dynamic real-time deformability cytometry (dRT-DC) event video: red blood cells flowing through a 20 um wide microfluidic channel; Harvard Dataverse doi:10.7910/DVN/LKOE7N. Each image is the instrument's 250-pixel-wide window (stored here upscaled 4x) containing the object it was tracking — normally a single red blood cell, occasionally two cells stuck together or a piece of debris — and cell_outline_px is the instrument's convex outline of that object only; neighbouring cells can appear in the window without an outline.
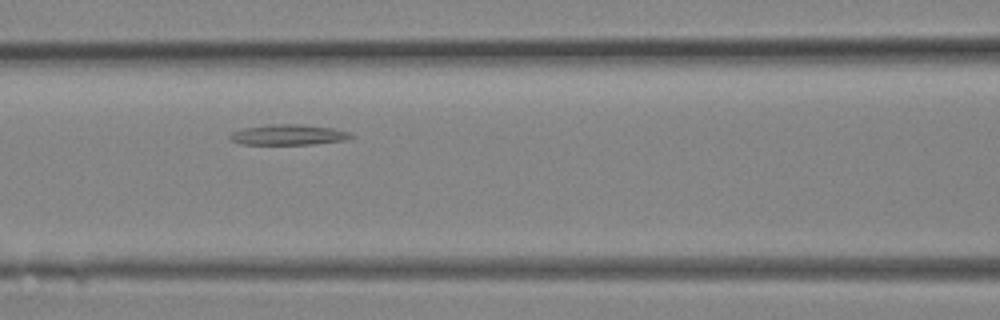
{"species": "Egyptian fruit bat (a non-hibernating species)", "species_latin": "Rousettus aegyptiacus", "temperature_condition": "room temperature", "stored_images_in_passage": 10, "camera_frame_rate_fps": 3000, "um_per_image_px": 0.085, "animal": {"sex": "female"}, "frame": {"image": 1, "passage_image": 5, "time_ms": 1.333, "image_size_px": [1000, 320], "cell_outline_px": [[356, 136], [348, 140], [312, 144], [240, 144], [232, 140], [228, 136], [232, 132], [244, 128], [272, 124], [300, 124], [332, 128], [348, 132]], "centroid_in_image_um": [24.54, 11.46], "position_along_channel_um": 142.1, "area_um2": 14.39}}
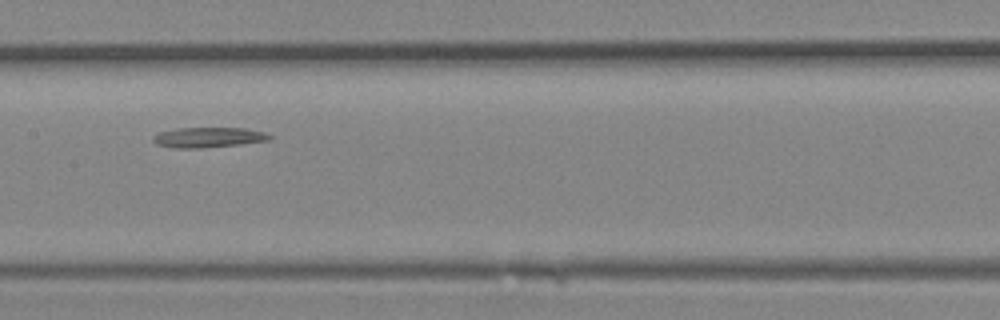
{"frame": {"image": 2, "passage_image": 7, "time_ms": 2.0, "image_size_px": [1000, 320], "cell_outline_px": [[272, 140], [240, 144], [204, 148], [176, 148], [156, 144], [152, 140], [152, 136], [160, 132], [176, 128], [244, 128], [264, 132], [272, 136]], "centroid_in_image_um": [17.71, 11.68], "position_along_channel_um": 189.7, "area_um2": 13.76}}
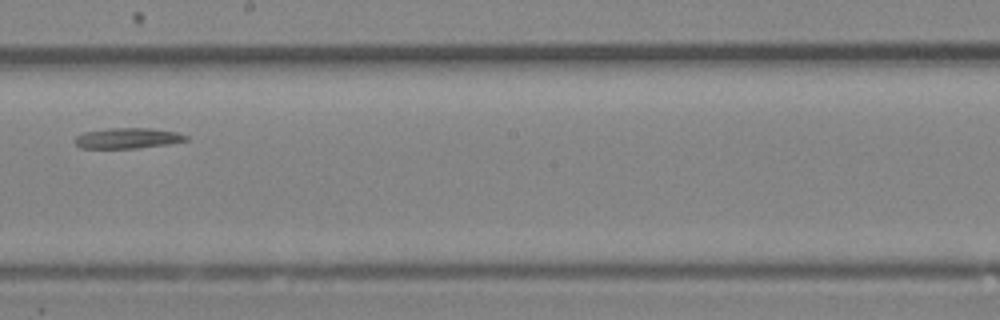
{"frame": {"image": 3, "passage_image": 9, "time_ms": 2.667, "image_size_px": [1000, 320], "cell_outline_px": [[188, 140], [168, 144], [136, 148], [80, 148], [72, 140], [76, 136], [84, 132], [108, 128], [152, 128], [176, 132], [188, 136]], "centroid_in_image_um": [10.82, 11.74], "position_along_channel_um": 237.4, "area_um2": 13.35}}